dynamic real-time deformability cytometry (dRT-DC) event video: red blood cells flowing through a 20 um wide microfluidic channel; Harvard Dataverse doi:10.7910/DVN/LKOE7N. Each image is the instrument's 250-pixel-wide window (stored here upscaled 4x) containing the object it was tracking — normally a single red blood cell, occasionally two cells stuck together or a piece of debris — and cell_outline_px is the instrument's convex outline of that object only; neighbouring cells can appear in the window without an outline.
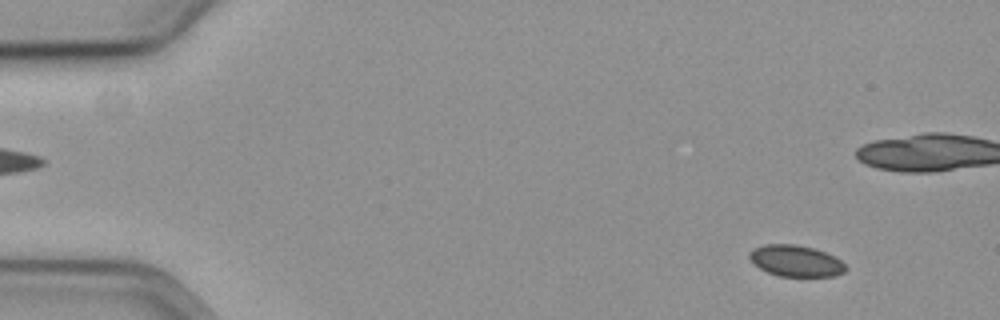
{"species": "common noctule bat (a hibernating species)", "species_latin": "Nyctalus noctula", "temperature_condition": "cold", "stored_images_in_passage": 60, "camera_frame_rate_fps": 3000, "um_per_image_px": 0.085, "animal": {"sex": "female", "body_mass_g": 19.3, "forearm_length_mm": 54.1}, "frame": {"image": 1, "passage_image": 6, "time_ms": 1.667, "image_size_px": [1000, 320], "cell_outline_px": [[848, 268], [844, 272], [836, 276], [780, 276], [768, 272], [760, 268], [748, 256], [748, 252], [752, 248], [764, 244], [796, 244], [816, 248], [840, 260]], "centroid_in_image_um": [67.64, 22.16], "position_along_channel_um": 17.4, "area_um2": 17.57}}
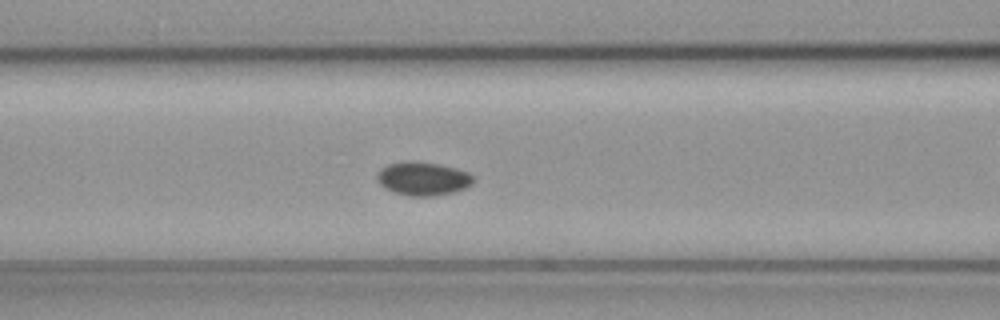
{"frame": {"image": 2, "passage_image": 25, "time_ms": 8.0, "image_size_px": [1000, 320], "cell_outline_px": [[472, 184], [464, 188], [452, 192], [432, 196], [408, 196], [392, 192], [384, 188], [380, 184], [376, 176], [388, 164], [404, 160], [412, 160], [440, 164], [456, 168], [468, 172], [472, 176]], "centroid_in_image_um": [35.93, 15.18], "position_along_channel_um": 130.7, "area_um2": 18.79}}
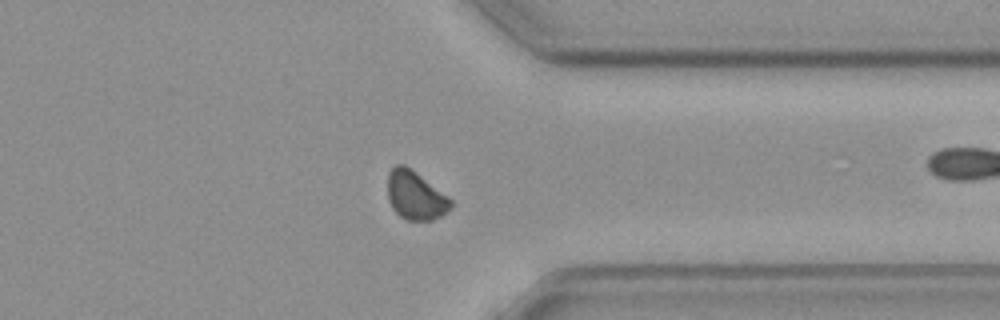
{"frame": {"image": 3, "passage_image": 46, "time_ms": 15.0, "image_size_px": [1000, 320], "cell_outline_px": [[452, 208], [440, 216], [432, 220], [404, 220], [392, 208], [388, 200], [388, 172], [396, 164], [404, 164], [448, 196], [452, 200]], "centroid_in_image_um": [35.29, 16.62], "position_along_channel_um": 376.1, "area_um2": 17.8}}